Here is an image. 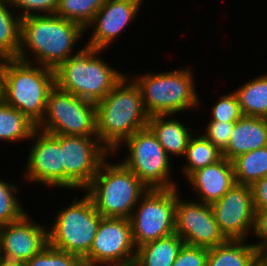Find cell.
Here are the masks:
<instances>
[{"label": "cell", "instance_id": "ffe728a7", "mask_svg": "<svg viewBox=\"0 0 267 266\" xmlns=\"http://www.w3.org/2000/svg\"><path fill=\"white\" fill-rule=\"evenodd\" d=\"M267 146V119L242 116L234 128L224 158L232 161L237 156Z\"/></svg>", "mask_w": 267, "mask_h": 266}, {"label": "cell", "instance_id": "7c38bea8", "mask_svg": "<svg viewBox=\"0 0 267 266\" xmlns=\"http://www.w3.org/2000/svg\"><path fill=\"white\" fill-rule=\"evenodd\" d=\"M136 247L130 220L102 217L84 266H133Z\"/></svg>", "mask_w": 267, "mask_h": 266}, {"label": "cell", "instance_id": "5bb4252c", "mask_svg": "<svg viewBox=\"0 0 267 266\" xmlns=\"http://www.w3.org/2000/svg\"><path fill=\"white\" fill-rule=\"evenodd\" d=\"M30 140L32 144L24 167L26 169L22 172L24 182H33L46 188L63 189L64 165H62L60 135L36 129Z\"/></svg>", "mask_w": 267, "mask_h": 266}, {"label": "cell", "instance_id": "ac0fdd59", "mask_svg": "<svg viewBox=\"0 0 267 266\" xmlns=\"http://www.w3.org/2000/svg\"><path fill=\"white\" fill-rule=\"evenodd\" d=\"M186 181L198 196L194 200L211 205L236 184L233 163L223 157L212 165L196 170Z\"/></svg>", "mask_w": 267, "mask_h": 266}, {"label": "cell", "instance_id": "d590c367", "mask_svg": "<svg viewBox=\"0 0 267 266\" xmlns=\"http://www.w3.org/2000/svg\"><path fill=\"white\" fill-rule=\"evenodd\" d=\"M251 189L255 210H267V176L256 181Z\"/></svg>", "mask_w": 267, "mask_h": 266}, {"label": "cell", "instance_id": "277c9868", "mask_svg": "<svg viewBox=\"0 0 267 266\" xmlns=\"http://www.w3.org/2000/svg\"><path fill=\"white\" fill-rule=\"evenodd\" d=\"M104 50L86 46L62 62L55 71L56 86L82 99L97 103L126 73L113 68L100 55Z\"/></svg>", "mask_w": 267, "mask_h": 266}, {"label": "cell", "instance_id": "9a60e30c", "mask_svg": "<svg viewBox=\"0 0 267 266\" xmlns=\"http://www.w3.org/2000/svg\"><path fill=\"white\" fill-rule=\"evenodd\" d=\"M211 207L215 220L227 239L249 240L255 216L251 186L235 184Z\"/></svg>", "mask_w": 267, "mask_h": 266}, {"label": "cell", "instance_id": "4dcf8cb0", "mask_svg": "<svg viewBox=\"0 0 267 266\" xmlns=\"http://www.w3.org/2000/svg\"><path fill=\"white\" fill-rule=\"evenodd\" d=\"M211 107L209 121L236 122L242 116L240 104L236 93L232 90L228 94H221Z\"/></svg>", "mask_w": 267, "mask_h": 266}, {"label": "cell", "instance_id": "7402d4cb", "mask_svg": "<svg viewBox=\"0 0 267 266\" xmlns=\"http://www.w3.org/2000/svg\"><path fill=\"white\" fill-rule=\"evenodd\" d=\"M248 240H227L208 249L206 266H253L257 249Z\"/></svg>", "mask_w": 267, "mask_h": 266}, {"label": "cell", "instance_id": "e0dca14e", "mask_svg": "<svg viewBox=\"0 0 267 266\" xmlns=\"http://www.w3.org/2000/svg\"><path fill=\"white\" fill-rule=\"evenodd\" d=\"M31 216L0 226V256L25 263L48 245V226Z\"/></svg>", "mask_w": 267, "mask_h": 266}, {"label": "cell", "instance_id": "2e32d148", "mask_svg": "<svg viewBox=\"0 0 267 266\" xmlns=\"http://www.w3.org/2000/svg\"><path fill=\"white\" fill-rule=\"evenodd\" d=\"M143 0H106L101 9L94 15L93 20L85 27L90 37L84 44L97 50L106 51L116 42L126 27L130 26L138 15Z\"/></svg>", "mask_w": 267, "mask_h": 266}, {"label": "cell", "instance_id": "d6986e66", "mask_svg": "<svg viewBox=\"0 0 267 266\" xmlns=\"http://www.w3.org/2000/svg\"><path fill=\"white\" fill-rule=\"evenodd\" d=\"M176 116V117H174ZM188 124L177 119V114L149 116L147 127L155 135L159 143L170 157L182 159L186 153L190 138L194 135ZM182 157V158H181Z\"/></svg>", "mask_w": 267, "mask_h": 266}, {"label": "cell", "instance_id": "6da1fadb", "mask_svg": "<svg viewBox=\"0 0 267 266\" xmlns=\"http://www.w3.org/2000/svg\"><path fill=\"white\" fill-rule=\"evenodd\" d=\"M84 35L85 28L81 24L56 14L24 17L17 59L55 70L81 50L75 47Z\"/></svg>", "mask_w": 267, "mask_h": 266}, {"label": "cell", "instance_id": "8fae6325", "mask_svg": "<svg viewBox=\"0 0 267 266\" xmlns=\"http://www.w3.org/2000/svg\"><path fill=\"white\" fill-rule=\"evenodd\" d=\"M60 147L64 165V191H84L102 162L111 154L97 136L60 135Z\"/></svg>", "mask_w": 267, "mask_h": 266}, {"label": "cell", "instance_id": "83f0119b", "mask_svg": "<svg viewBox=\"0 0 267 266\" xmlns=\"http://www.w3.org/2000/svg\"><path fill=\"white\" fill-rule=\"evenodd\" d=\"M106 0H60L56 15L81 24L84 28L93 20Z\"/></svg>", "mask_w": 267, "mask_h": 266}, {"label": "cell", "instance_id": "4316f807", "mask_svg": "<svg viewBox=\"0 0 267 266\" xmlns=\"http://www.w3.org/2000/svg\"><path fill=\"white\" fill-rule=\"evenodd\" d=\"M232 163L236 184L252 186L267 176V146L243 153Z\"/></svg>", "mask_w": 267, "mask_h": 266}, {"label": "cell", "instance_id": "f546056e", "mask_svg": "<svg viewBox=\"0 0 267 266\" xmlns=\"http://www.w3.org/2000/svg\"><path fill=\"white\" fill-rule=\"evenodd\" d=\"M25 266H84L82 259L72 253L56 249L49 244L25 262Z\"/></svg>", "mask_w": 267, "mask_h": 266}, {"label": "cell", "instance_id": "f1b7e54d", "mask_svg": "<svg viewBox=\"0 0 267 266\" xmlns=\"http://www.w3.org/2000/svg\"><path fill=\"white\" fill-rule=\"evenodd\" d=\"M18 188L15 182L0 178V226L15 222L27 213L17 196Z\"/></svg>", "mask_w": 267, "mask_h": 266}, {"label": "cell", "instance_id": "484cf974", "mask_svg": "<svg viewBox=\"0 0 267 266\" xmlns=\"http://www.w3.org/2000/svg\"><path fill=\"white\" fill-rule=\"evenodd\" d=\"M37 126L21 111L6 103L0 105V141L23 142L31 139Z\"/></svg>", "mask_w": 267, "mask_h": 266}, {"label": "cell", "instance_id": "52a82bcc", "mask_svg": "<svg viewBox=\"0 0 267 266\" xmlns=\"http://www.w3.org/2000/svg\"><path fill=\"white\" fill-rule=\"evenodd\" d=\"M72 198L54 216L48 228V244L56 249L76 254L83 259L90 251L102 216L96 211L90 196Z\"/></svg>", "mask_w": 267, "mask_h": 266}, {"label": "cell", "instance_id": "74e56055", "mask_svg": "<svg viewBox=\"0 0 267 266\" xmlns=\"http://www.w3.org/2000/svg\"><path fill=\"white\" fill-rule=\"evenodd\" d=\"M257 261L262 266H267V244H264L258 251H257Z\"/></svg>", "mask_w": 267, "mask_h": 266}, {"label": "cell", "instance_id": "ba28073f", "mask_svg": "<svg viewBox=\"0 0 267 266\" xmlns=\"http://www.w3.org/2000/svg\"><path fill=\"white\" fill-rule=\"evenodd\" d=\"M124 145L127 153L121 162L148 188H176L180 186L178 180L172 178L171 157L165 152L148 127L136 131L113 155H116L117 151H120Z\"/></svg>", "mask_w": 267, "mask_h": 266}, {"label": "cell", "instance_id": "f35d334b", "mask_svg": "<svg viewBox=\"0 0 267 266\" xmlns=\"http://www.w3.org/2000/svg\"><path fill=\"white\" fill-rule=\"evenodd\" d=\"M0 266H25V263L0 256Z\"/></svg>", "mask_w": 267, "mask_h": 266}, {"label": "cell", "instance_id": "4fadbf2b", "mask_svg": "<svg viewBox=\"0 0 267 266\" xmlns=\"http://www.w3.org/2000/svg\"><path fill=\"white\" fill-rule=\"evenodd\" d=\"M179 188L175 207V233L191 246L209 249L226 242L228 239L220 230L211 205L196 201L193 197L184 200Z\"/></svg>", "mask_w": 267, "mask_h": 266}, {"label": "cell", "instance_id": "ab89813d", "mask_svg": "<svg viewBox=\"0 0 267 266\" xmlns=\"http://www.w3.org/2000/svg\"><path fill=\"white\" fill-rule=\"evenodd\" d=\"M253 266H262L258 261Z\"/></svg>", "mask_w": 267, "mask_h": 266}, {"label": "cell", "instance_id": "30bf717a", "mask_svg": "<svg viewBox=\"0 0 267 266\" xmlns=\"http://www.w3.org/2000/svg\"><path fill=\"white\" fill-rule=\"evenodd\" d=\"M176 188H149L129 220L135 247L175 233Z\"/></svg>", "mask_w": 267, "mask_h": 266}, {"label": "cell", "instance_id": "1f68e13d", "mask_svg": "<svg viewBox=\"0 0 267 266\" xmlns=\"http://www.w3.org/2000/svg\"><path fill=\"white\" fill-rule=\"evenodd\" d=\"M21 17L55 14L60 0H8Z\"/></svg>", "mask_w": 267, "mask_h": 266}, {"label": "cell", "instance_id": "5b68a950", "mask_svg": "<svg viewBox=\"0 0 267 266\" xmlns=\"http://www.w3.org/2000/svg\"><path fill=\"white\" fill-rule=\"evenodd\" d=\"M110 154L100 165L91 184L84 190L102 217L127 218L149 188L121 160ZM111 157V158H110Z\"/></svg>", "mask_w": 267, "mask_h": 266}, {"label": "cell", "instance_id": "7a4b0ae2", "mask_svg": "<svg viewBox=\"0 0 267 266\" xmlns=\"http://www.w3.org/2000/svg\"><path fill=\"white\" fill-rule=\"evenodd\" d=\"M95 104L97 137L111 154L136 131L147 127L149 115L140 89L129 73Z\"/></svg>", "mask_w": 267, "mask_h": 266}, {"label": "cell", "instance_id": "44dd1931", "mask_svg": "<svg viewBox=\"0 0 267 266\" xmlns=\"http://www.w3.org/2000/svg\"><path fill=\"white\" fill-rule=\"evenodd\" d=\"M185 242L176 234L136 248L133 266H172Z\"/></svg>", "mask_w": 267, "mask_h": 266}, {"label": "cell", "instance_id": "3957f363", "mask_svg": "<svg viewBox=\"0 0 267 266\" xmlns=\"http://www.w3.org/2000/svg\"><path fill=\"white\" fill-rule=\"evenodd\" d=\"M184 67L158 74L150 72L132 75L131 78L140 89L143 105L149 116L178 115L192 109L199 111V106L203 102L196 90L194 68L190 65Z\"/></svg>", "mask_w": 267, "mask_h": 266}, {"label": "cell", "instance_id": "836d02e7", "mask_svg": "<svg viewBox=\"0 0 267 266\" xmlns=\"http://www.w3.org/2000/svg\"><path fill=\"white\" fill-rule=\"evenodd\" d=\"M208 248L184 244L172 266H206Z\"/></svg>", "mask_w": 267, "mask_h": 266}, {"label": "cell", "instance_id": "8d00e7d4", "mask_svg": "<svg viewBox=\"0 0 267 266\" xmlns=\"http://www.w3.org/2000/svg\"><path fill=\"white\" fill-rule=\"evenodd\" d=\"M5 103V60H0V105Z\"/></svg>", "mask_w": 267, "mask_h": 266}, {"label": "cell", "instance_id": "603a6c76", "mask_svg": "<svg viewBox=\"0 0 267 266\" xmlns=\"http://www.w3.org/2000/svg\"><path fill=\"white\" fill-rule=\"evenodd\" d=\"M247 81L233 90L238 97L243 116L267 119V73Z\"/></svg>", "mask_w": 267, "mask_h": 266}, {"label": "cell", "instance_id": "d6a6232c", "mask_svg": "<svg viewBox=\"0 0 267 266\" xmlns=\"http://www.w3.org/2000/svg\"><path fill=\"white\" fill-rule=\"evenodd\" d=\"M234 128V122L208 121L200 134L223 152L228 144Z\"/></svg>", "mask_w": 267, "mask_h": 266}, {"label": "cell", "instance_id": "e575fe53", "mask_svg": "<svg viewBox=\"0 0 267 266\" xmlns=\"http://www.w3.org/2000/svg\"><path fill=\"white\" fill-rule=\"evenodd\" d=\"M256 237L255 243L252 245L257 249V251L264 245L267 244V210H255L254 224L252 234Z\"/></svg>", "mask_w": 267, "mask_h": 266}, {"label": "cell", "instance_id": "9c48e42d", "mask_svg": "<svg viewBox=\"0 0 267 266\" xmlns=\"http://www.w3.org/2000/svg\"><path fill=\"white\" fill-rule=\"evenodd\" d=\"M37 129L48 134L97 136L96 104L55 85Z\"/></svg>", "mask_w": 267, "mask_h": 266}, {"label": "cell", "instance_id": "8992f818", "mask_svg": "<svg viewBox=\"0 0 267 266\" xmlns=\"http://www.w3.org/2000/svg\"><path fill=\"white\" fill-rule=\"evenodd\" d=\"M55 85L54 69L17 58L5 60V103L36 126L43 120L48 95Z\"/></svg>", "mask_w": 267, "mask_h": 266}, {"label": "cell", "instance_id": "d4e9b609", "mask_svg": "<svg viewBox=\"0 0 267 266\" xmlns=\"http://www.w3.org/2000/svg\"><path fill=\"white\" fill-rule=\"evenodd\" d=\"M197 133L190 138L183 157L186 164L183 163L184 165L180 167L184 180L196 170L212 165L223 158L222 152L200 134V129Z\"/></svg>", "mask_w": 267, "mask_h": 266}, {"label": "cell", "instance_id": "cb8c5ba5", "mask_svg": "<svg viewBox=\"0 0 267 266\" xmlns=\"http://www.w3.org/2000/svg\"><path fill=\"white\" fill-rule=\"evenodd\" d=\"M21 20L9 1L0 0V60L17 58L21 44Z\"/></svg>", "mask_w": 267, "mask_h": 266}]
</instances>
